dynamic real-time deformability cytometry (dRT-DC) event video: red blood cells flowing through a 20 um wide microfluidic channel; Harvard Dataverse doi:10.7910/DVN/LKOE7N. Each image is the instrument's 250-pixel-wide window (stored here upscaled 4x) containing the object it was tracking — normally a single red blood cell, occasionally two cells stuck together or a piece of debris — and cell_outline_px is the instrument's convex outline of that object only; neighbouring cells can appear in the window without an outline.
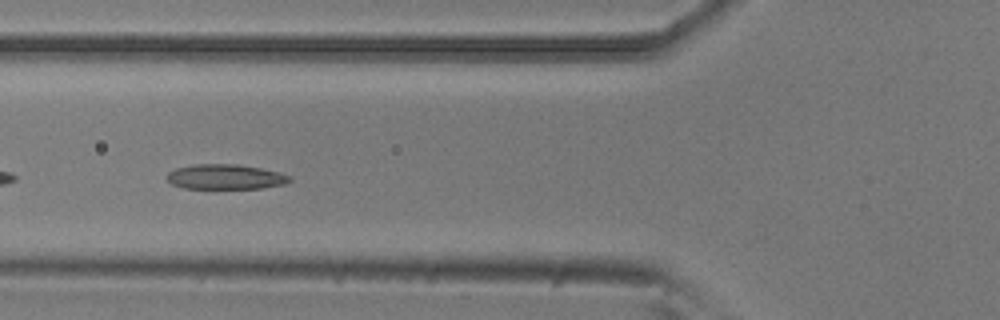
{"species": "common noctule bat (a hibernating species)", "species_latin": "Nyctalus noctula", "temperature_condition": "room temperature", "stored_images_in_passage": 45, "camera_frame_rate_fps": 3000, "um_per_image_px": 0.085, "animal": {"sex": "male", "body_mass_g": 20.5, "forearm_length_mm": 52.5}, "frame": {"image": 1, "passage_image": 18, "time_ms": 5.667, "image_size_px": [1000, 320], "cell_outline_px": [[292, 180], [284, 184], [260, 188], [184, 188], [172, 184], [168, 180], [168, 172], [176, 168], [196, 164], [240, 164], [280, 172], [288, 176]], "centroid_in_image_um": [19.16, 15.02], "position_along_channel_um": 106.6, "area_um2": 17.69}}
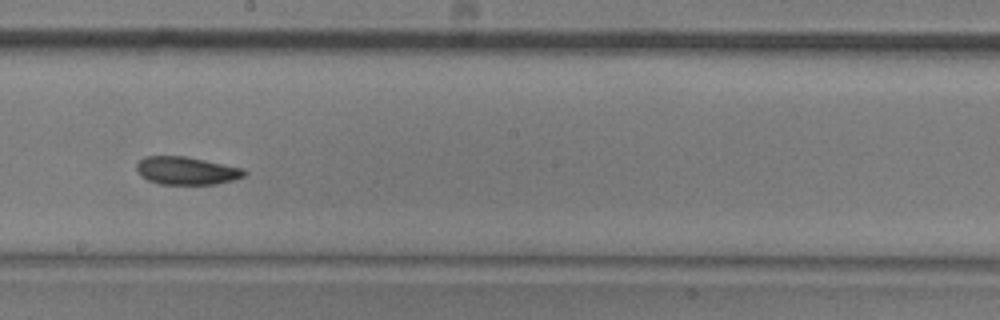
{"frame": {"image": 2, "passage_image": 28, "time_ms": 9.0, "image_size_px": [1000, 320], "cell_outline_px": [[248, 172], [244, 176], [232, 180], [216, 184], [160, 184], [148, 180], [140, 176], [136, 168], [136, 164], [144, 156], [188, 156], [244, 168]], "centroid_in_image_um": [15.86, 14.5], "position_along_channel_um": 232.3, "area_um2": 17.69}}
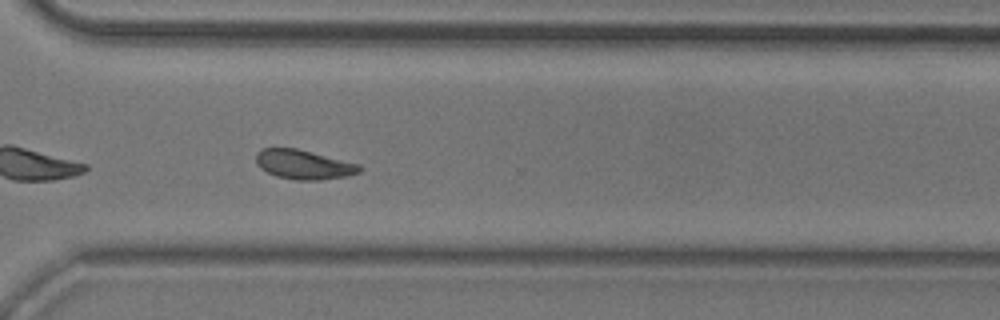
{"frame": {"image": 3, "passage_image": 37, "time_ms": 12.0, "image_size_px": [1000, 320], "cell_outline_px": [[360, 172], [348, 176], [320, 180], [296, 180], [276, 176], [260, 168], [256, 164], [256, 152], [260, 148], [296, 148], [360, 164]], "centroid_in_image_um": [25.79, 13.98], "position_along_channel_um": 344.8, "area_um2": 17.74}, "authors_computed_cell_mechanics": {"area_um2": 17.918, "velocity_mm_per_s": 3.7652, "shape_relaxation_time_tau1_ms": 4.429, "shape_relaxation_time_tau2_ms": 3.5987, "deformation_change_tau1": 0.115, "deformation_change_tau2": 0.0825}}